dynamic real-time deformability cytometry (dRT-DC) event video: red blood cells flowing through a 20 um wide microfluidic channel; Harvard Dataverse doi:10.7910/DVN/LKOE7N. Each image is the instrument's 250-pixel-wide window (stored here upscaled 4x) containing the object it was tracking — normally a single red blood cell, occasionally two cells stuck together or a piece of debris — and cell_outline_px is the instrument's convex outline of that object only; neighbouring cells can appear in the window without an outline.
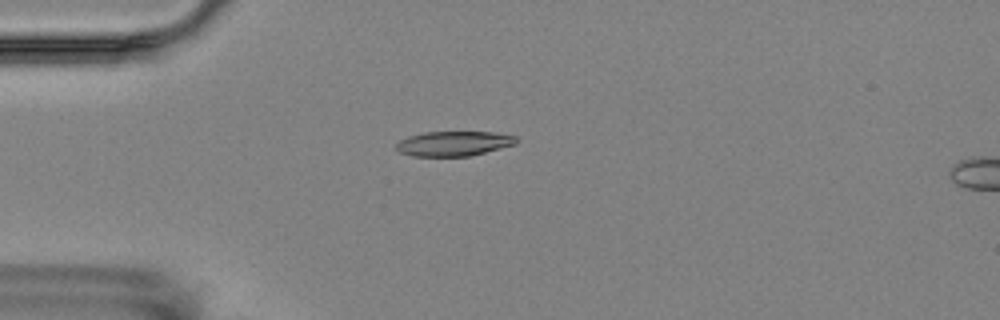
{"species": "Egyptian fruit bat (a non-hibernating species)", "species_latin": "Rousettus aegyptiacus", "temperature_condition": "room temperature", "stored_images_in_passage": 3, "camera_frame_rate_fps": 3000, "um_per_image_px": 0.085, "animal": {"sex": "female"}, "frame": {"image": 1, "passage_image": 2, "time_ms": 1.0, "image_size_px": [1000, 320], "cell_outline_px": [[520, 140], [516, 144], [468, 156], [412, 156], [400, 152], [396, 148], [396, 144], [400, 140], [408, 136], [424, 132], [496, 132], [516, 136]], "centroid_in_image_um": [38.58, 12.19], "position_along_channel_um": 46.4, "area_um2": 17.34}}